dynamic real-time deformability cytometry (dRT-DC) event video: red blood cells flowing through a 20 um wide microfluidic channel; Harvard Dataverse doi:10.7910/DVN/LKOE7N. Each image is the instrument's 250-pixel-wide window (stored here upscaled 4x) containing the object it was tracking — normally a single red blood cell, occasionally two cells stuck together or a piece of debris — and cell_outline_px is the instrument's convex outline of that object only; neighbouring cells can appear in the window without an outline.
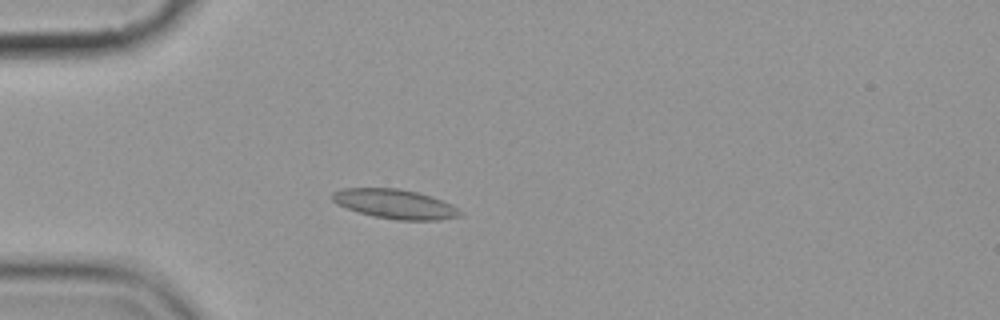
{"species": "common noctule bat (a hibernating species)", "species_latin": "Nyctalus noctula", "temperature_condition": "cold", "stored_images_in_passage": 6, "camera_frame_rate_fps": 3000, "um_per_image_px": 0.085, "animal": {"sex": "female", "body_mass_g": 19.9}, "frame": {"image": 1, "passage_image": 5, "time_ms": 5.333, "image_size_px": [1000, 320], "cell_outline_px": [[464, 212], [460, 216], [440, 220], [396, 220], [372, 216], [336, 204], [332, 200], [332, 192], [344, 188], [400, 188], [416, 192], [452, 204]], "centroid_in_image_um": [33.58, 17.34], "position_along_channel_um": 51.4, "area_um2": 21.85}}